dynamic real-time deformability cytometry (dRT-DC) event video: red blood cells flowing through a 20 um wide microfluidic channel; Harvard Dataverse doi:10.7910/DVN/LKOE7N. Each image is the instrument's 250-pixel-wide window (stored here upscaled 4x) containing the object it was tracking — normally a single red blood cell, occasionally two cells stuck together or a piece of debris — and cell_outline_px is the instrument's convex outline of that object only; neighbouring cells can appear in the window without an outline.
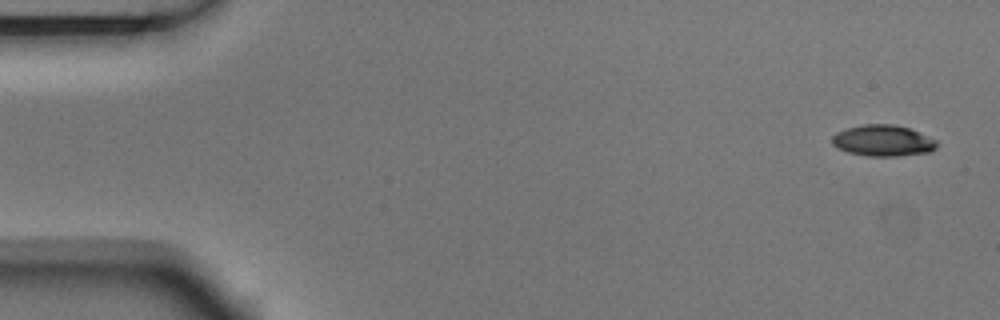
{"species": "Egyptian fruit bat (a non-hibernating species)", "species_latin": "Rousettus aegyptiacus", "temperature_condition": "room temperature", "stored_images_in_passage": 5, "camera_frame_rate_fps": 3000, "um_per_image_px": 0.085, "animal": {"sex": "male"}, "frame": {"image": 1, "passage_image": 1, "time_ms": 0.0, "image_size_px": [1000, 320], "cell_outline_px": [[940, 144], [932, 152], [896, 156], [868, 156], [848, 152], [836, 148], [832, 144], [832, 136], [836, 132], [848, 128], [864, 124], [892, 124], [908, 128], [936, 140]], "centroid_in_image_um": [75.05, 11.96], "position_along_channel_um": 9.9, "area_um2": 19.07}}